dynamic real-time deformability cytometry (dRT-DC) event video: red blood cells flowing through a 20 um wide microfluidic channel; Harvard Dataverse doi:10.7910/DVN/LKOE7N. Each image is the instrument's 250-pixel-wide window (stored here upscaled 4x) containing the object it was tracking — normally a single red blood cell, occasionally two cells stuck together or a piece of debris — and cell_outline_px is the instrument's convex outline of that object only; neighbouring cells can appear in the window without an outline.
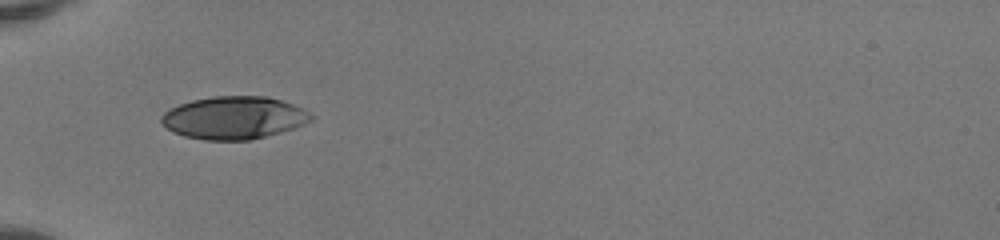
{"species": "human", "species_latin": "Homo sapiens", "temperature_condition": "room temperature", "stored_images_in_passage": 33, "camera_frame_rate_fps": 3000, "um_per_image_px": 0.085, "donor": {"sex": "female"}, "frame": {"image": 1, "passage_image": 1, "time_ms": 0.0, "image_size_px": [1000, 240], "cell_outline_px": [[316, 116], [312, 120], [304, 124], [280, 132], [248, 140], [204, 140], [184, 136], [172, 132], [160, 120], [160, 116], [164, 112], [180, 104], [192, 100], [212, 96], [268, 96], [292, 104]], "centroid_in_image_um": [19.87, 10.0], "position_along_channel_um": 65.1, "area_um2": 37.05}}
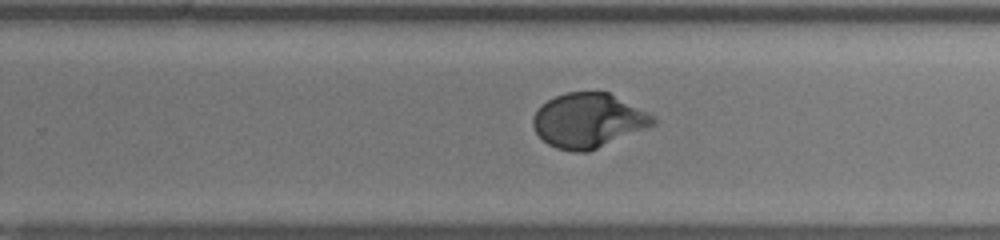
{"frame": {"image": 2, "passage_image": 17, "time_ms": 5.333, "image_size_px": [1000, 240], "cell_outline_px": [[656, 124], [588, 152], [572, 152], [556, 148], [548, 144], [536, 132], [532, 124], [532, 116], [548, 100], [564, 92], [608, 92], [656, 116]], "centroid_in_image_um": [50.01, 10.25], "position_along_channel_um": 279.8, "area_um2": 37.92}}
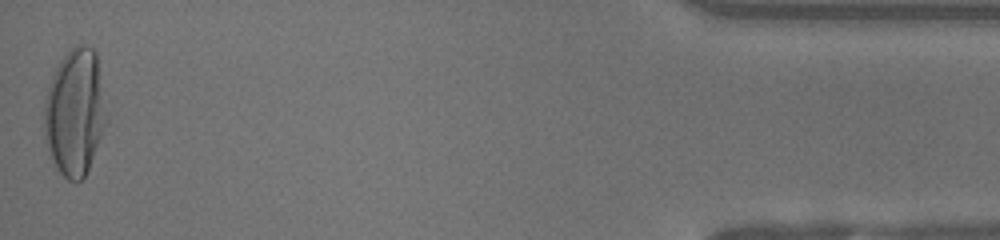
{"frame": {"image": 3, "passage_image": 33, "time_ms": 10.667, "image_size_px": [1000, 240], "cell_outline_px": [[108, 120], [88, 168], [84, 176], [76, 184], [68, 180], [56, 168], [52, 160], [44, 140], [44, 104], [48, 88], [56, 64], [76, 44], [80, 44], [92, 48], [96, 52], [108, 116]], "centroid_in_image_um": [6.36, 9.55], "position_along_channel_um": 428.8, "area_um2": 46.24}, "authors_computed_cell_mechanics": {"area_um2": 38.2058, "velocity_mm_per_s": 4.1456, "shape_relaxation_time_tau1_ms": 3.2475, "shape_relaxation_time_tau2_ms": null, "deformation_change_tau1": 0.2114, "deformation_change_tau2": null}}